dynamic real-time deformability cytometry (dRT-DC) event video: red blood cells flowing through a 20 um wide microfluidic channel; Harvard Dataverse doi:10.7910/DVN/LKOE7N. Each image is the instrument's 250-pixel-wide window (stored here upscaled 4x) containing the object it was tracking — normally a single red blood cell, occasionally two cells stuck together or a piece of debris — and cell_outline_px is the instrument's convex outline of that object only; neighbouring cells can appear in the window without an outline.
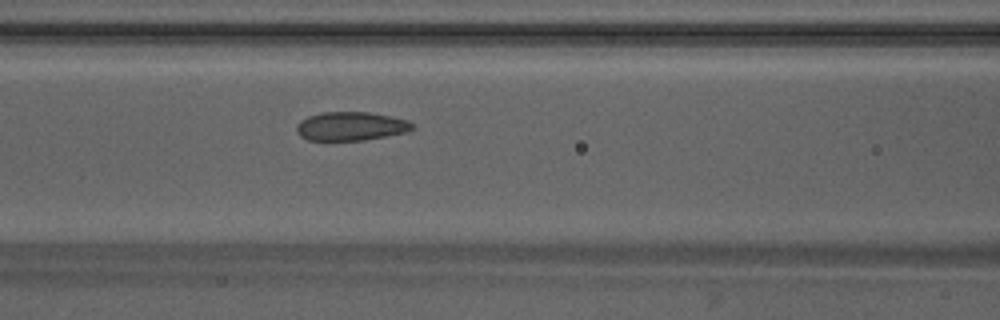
{"species": "Egyptian fruit bat (a non-hibernating species)", "species_latin": "Rousettus aegyptiacus", "temperature_condition": "warm", "stored_images_in_passage": 47, "camera_frame_rate_fps": 3000, "um_per_image_px": 0.085, "animal": {"sex": "male"}, "frame": {"image": 1, "passage_image": 19, "time_ms": 6.0, "image_size_px": [1000, 320], "cell_outline_px": [[416, 128], [404, 132], [384, 136], [360, 140], [308, 140], [300, 136], [296, 132], [296, 124], [300, 120], [308, 116], [320, 112], [368, 112], [392, 116], [408, 120]], "centroid_in_image_um": [29.78, 10.71], "position_along_channel_um": 136.8, "area_um2": 19.36}}
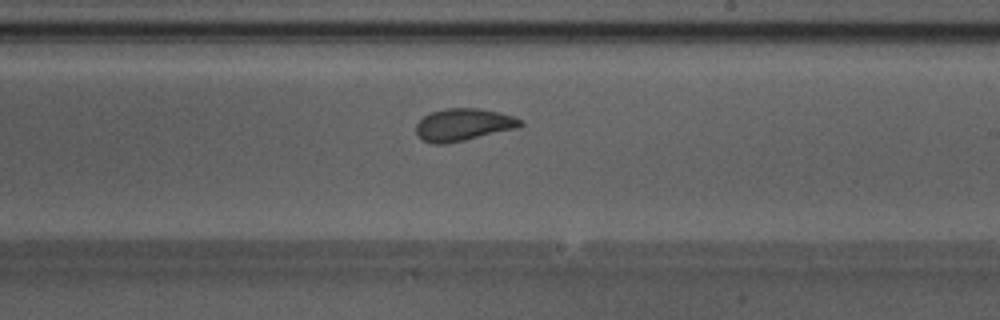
{"frame": {"image": 2, "passage_image": 27, "time_ms": 8.667, "image_size_px": [1000, 320], "cell_outline_px": [[524, 124], [520, 128], [464, 140], [444, 144], [432, 144], [424, 140], [416, 132], [416, 124], [424, 116], [432, 112], [448, 108], [476, 108], [496, 112], [512, 116], [524, 120]], "centroid_in_image_um": [39.42, 10.6], "position_along_channel_um": 249.6, "area_um2": 19.54}}
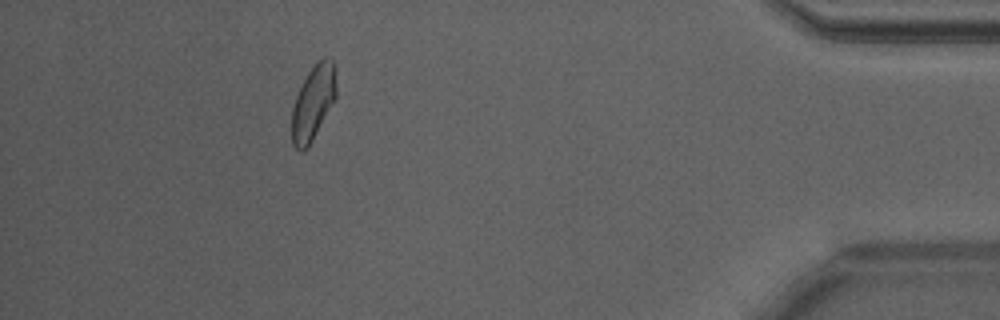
{"frame": {"image": 3, "passage_image": 42, "time_ms": 13.667, "image_size_px": [1000, 320], "cell_outline_px": [[336, 96], [312, 140], [300, 152], [292, 144], [292, 108], [296, 96], [308, 72], [316, 60], [324, 56], [328, 56], [332, 60], [336, 84]], "centroid_in_image_um": [26.61, 8.67], "position_along_channel_um": 408.6, "area_um2": 18.9}, "authors_computed_cell_mechanics": {"area_um2": 20.1722, "velocity_mm_per_s": 4.2417, "shape_relaxation_time_tau1_ms": 8.773, "shape_relaxation_time_tau2_ms": 1.1679, "deformation_change_tau1": 0.1886, "deformation_change_tau2": 0.0713}}